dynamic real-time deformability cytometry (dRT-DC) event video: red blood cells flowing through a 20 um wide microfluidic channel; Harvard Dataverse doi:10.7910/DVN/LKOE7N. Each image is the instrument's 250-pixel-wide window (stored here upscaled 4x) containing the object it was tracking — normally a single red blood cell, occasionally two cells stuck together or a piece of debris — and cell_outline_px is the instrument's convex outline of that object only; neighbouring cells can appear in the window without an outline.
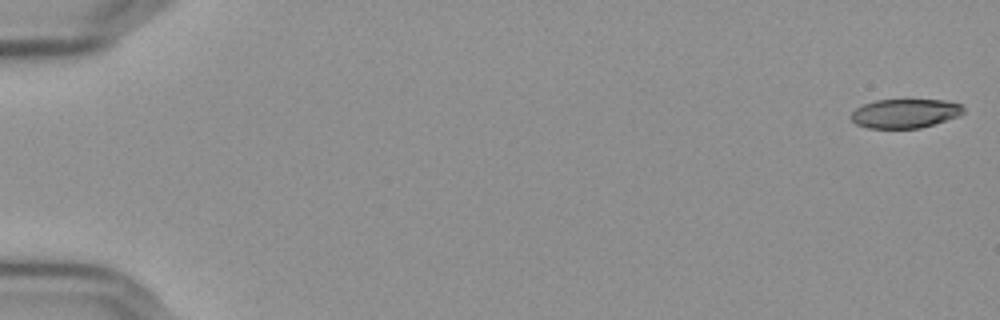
{"species": "Egyptian fruit bat (a non-hibernating species)", "species_latin": "Rousettus aegyptiacus", "temperature_condition": "cold", "stored_images_in_passage": 57, "camera_frame_rate_fps": 3000, "um_per_image_px": 0.085, "frame": {"image": 1, "passage_image": 1, "time_ms": 0.0, "image_size_px": [1000, 320], "cell_outline_px": [[964, 112], [960, 116], [920, 128], [868, 128], [856, 124], [848, 116], [856, 108], [864, 104], [876, 100], [944, 100], [960, 104], [964, 108]], "centroid_in_image_um": [76.92, 9.64], "position_along_channel_um": 8.1, "area_um2": 19.07}}
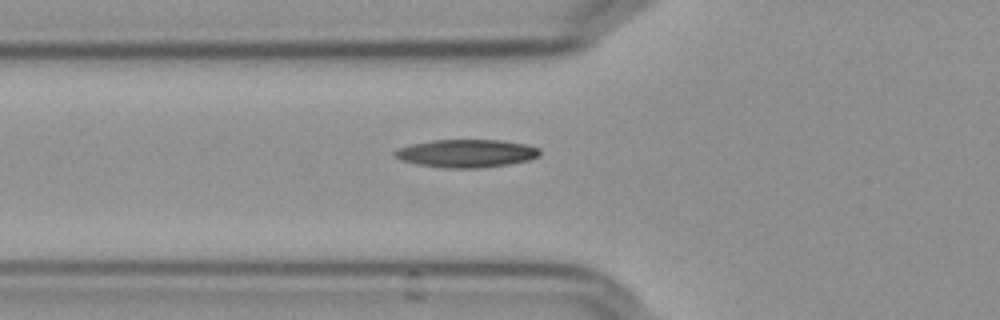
{"frame": {"image": 2, "passage_image": 21, "time_ms": 6.667, "image_size_px": [1000, 320], "cell_outline_px": [[540, 156], [528, 160], [508, 164], [476, 168], [444, 168], [416, 164], [400, 160], [392, 156], [392, 152], [396, 148], [412, 144], [432, 140], [500, 140], [528, 144], [540, 148]], "centroid_in_image_um": [39.61, 13.03], "position_along_channel_um": 86.2, "area_um2": 23.87}}
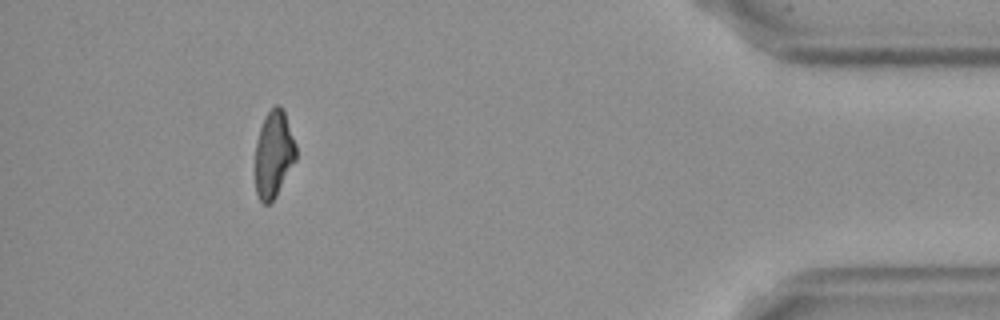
{"frame": {"image": 3, "passage_image": 52, "time_ms": 17.0, "image_size_px": [1000, 320], "cell_outline_px": [[296, 160], [276, 196], [268, 204], [264, 204], [260, 200], [256, 192], [256, 140], [264, 116], [276, 104], [280, 104], [284, 108], [296, 144]], "centroid_in_image_um": [23.28, 13.06], "position_along_channel_um": 411.9, "area_um2": 20.75}, "authors_computed_cell_mechanics": {"area_um2": 21.8484, "velocity_mm_per_s": 3.6457, "shape_relaxation_time_tau1_ms": 8.4899, "shape_relaxation_time_tau2_ms": 5.4634, "deformation_change_tau1": 0.2138, "deformation_change_tau2": 0.1339}}